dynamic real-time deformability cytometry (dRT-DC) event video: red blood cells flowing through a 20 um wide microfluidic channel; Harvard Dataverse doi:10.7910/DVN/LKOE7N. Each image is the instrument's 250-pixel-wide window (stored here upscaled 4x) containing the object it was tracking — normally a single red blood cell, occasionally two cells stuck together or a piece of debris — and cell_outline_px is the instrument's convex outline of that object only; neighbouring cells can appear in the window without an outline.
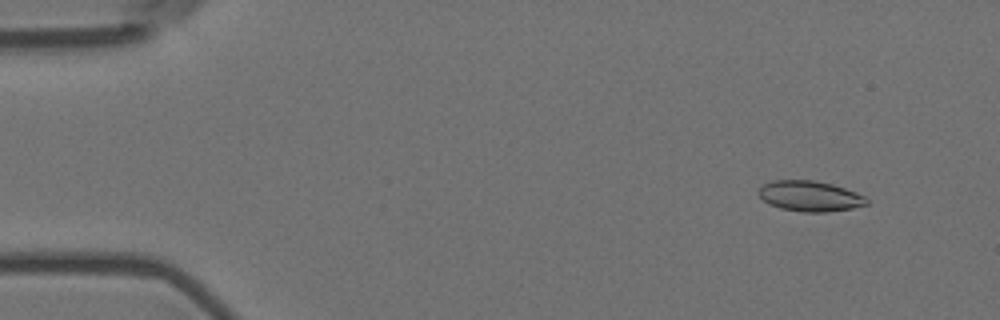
{"species": "Egyptian fruit bat (a non-hibernating species)", "species_latin": "Rousettus aegyptiacus", "temperature_condition": "room temperature", "stored_images_in_passage": 15, "camera_frame_rate_fps": 3000, "um_per_image_px": 0.085, "animal": {"sex": "female"}, "frame": {"image": 1, "passage_image": 2, "time_ms": 0.333, "image_size_px": [1000, 320], "cell_outline_px": [[868, 204], [852, 208], [828, 212], [804, 212], [780, 208], [768, 204], [756, 192], [764, 184], [772, 180], [816, 180], [832, 184], [856, 192], [864, 196], [868, 200]], "centroid_in_image_um": [68.83, 16.67], "position_along_channel_um": 16.2, "area_um2": 19.25}}
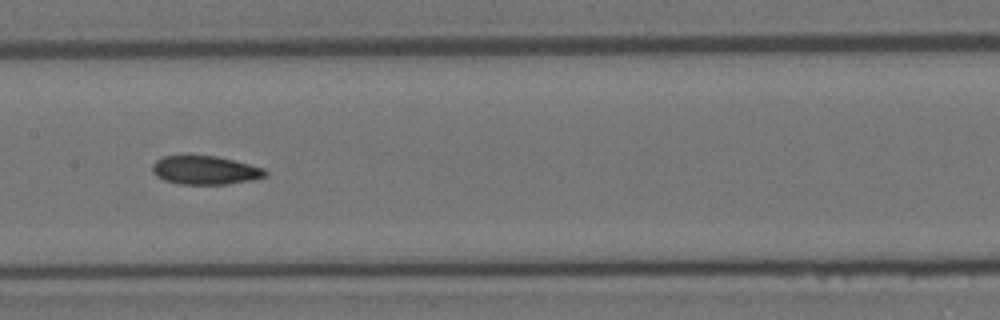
{"frame": {"image": 2, "passage_image": 8, "time_ms": 2.333, "image_size_px": [1000, 320], "cell_outline_px": [[268, 172], [264, 176], [252, 180], [228, 184], [180, 184], [164, 180], [156, 176], [152, 172], [152, 164], [156, 160], [164, 156], [216, 156], [264, 168]], "centroid_in_image_um": [17.41, 14.47], "position_along_channel_um": 190.0, "area_um2": 18.67}}
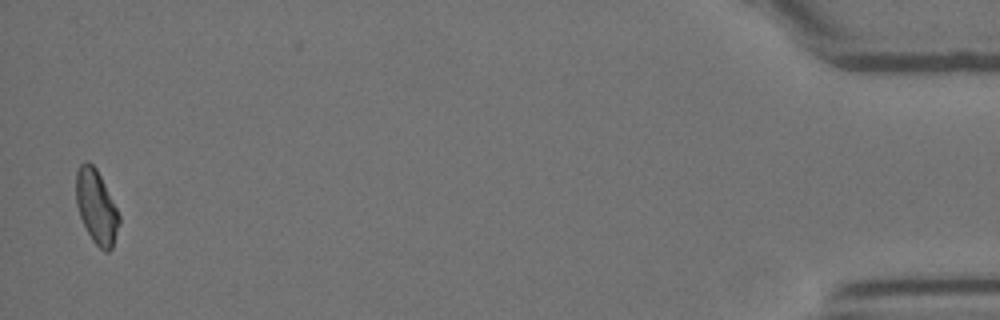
{"frame": {"image": 3, "passage_image": 15, "time_ms": 4.667, "image_size_px": [1000, 320], "cell_outline_px": [[120, 224], [112, 248], [108, 252], [104, 252], [92, 240], [80, 216], [76, 204], [76, 172], [80, 164], [84, 160], [88, 160], [96, 168], [120, 216]], "centroid_in_image_um": [8.19, 17.58], "position_along_channel_um": 427.0, "area_um2": 18.38}}